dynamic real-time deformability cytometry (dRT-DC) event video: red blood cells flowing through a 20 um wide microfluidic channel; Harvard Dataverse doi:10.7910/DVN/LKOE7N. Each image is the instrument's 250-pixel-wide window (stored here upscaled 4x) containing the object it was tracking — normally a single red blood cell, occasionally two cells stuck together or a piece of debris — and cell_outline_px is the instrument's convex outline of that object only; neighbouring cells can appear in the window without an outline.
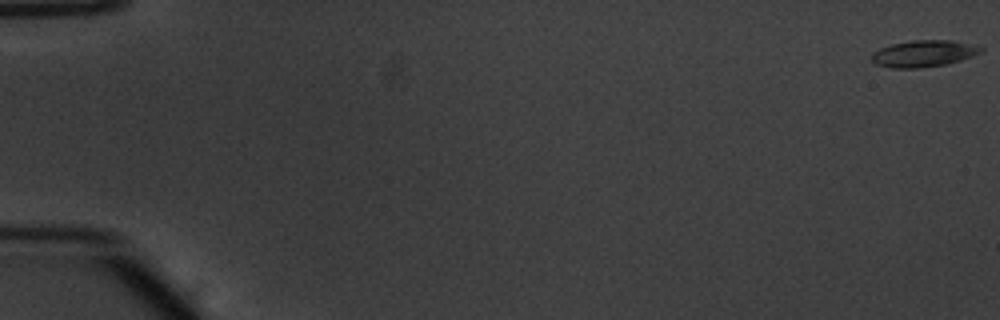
{"species": "common noctule bat (a hibernating species)", "species_latin": "Nyctalus noctula", "temperature_condition": "warm", "stored_images_in_passage": 54, "camera_frame_rate_fps": 3000, "um_per_image_px": 0.085, "animal": {"sex": "male", "body_mass_g": 20.1, "forearm_length_mm": 53.5}, "frame": {"image": 1, "passage_image": 1, "time_ms": 0.0, "image_size_px": [1000, 320], "cell_outline_px": [[984, 48], [980, 52], [972, 56], [948, 64], [920, 68], [892, 68], [876, 64], [872, 60], [872, 52], [880, 48], [892, 44], [912, 40], [952, 40]], "centroid_in_image_um": [78.48, 4.56], "position_along_channel_um": 6.5, "area_um2": 16.82}}
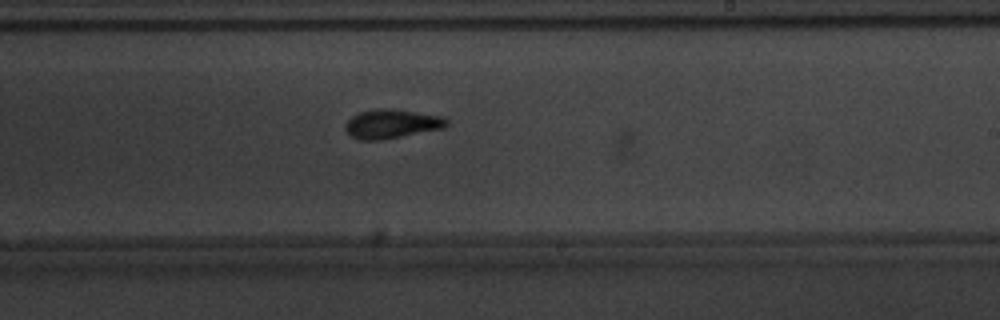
{"frame": {"image": 2, "passage_image": 34, "time_ms": 11.0, "image_size_px": [1000, 320], "cell_outline_px": [[448, 124], [444, 128], [380, 140], [360, 140], [352, 136], [344, 128], [344, 124], [352, 116], [360, 112], [376, 108], [392, 108], [444, 116], [448, 120]], "centroid_in_image_um": [33.3, 10.51], "position_along_channel_um": 255.7, "area_um2": 17.22}}
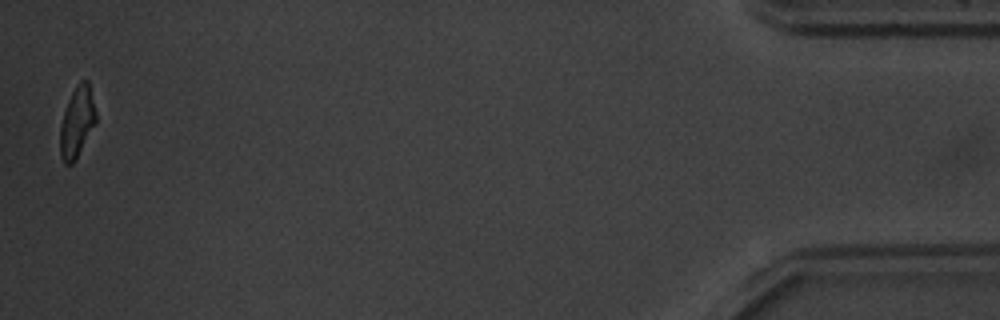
{"frame": {"image": 3, "passage_image": 54, "time_ms": 17.667, "image_size_px": [1000, 320], "cell_outline_px": [[96, 124], [76, 160], [72, 164], [64, 164], [60, 156], [60, 128], [64, 112], [68, 100], [76, 84], [80, 80], [88, 80], [96, 112]], "centroid_in_image_um": [6.55, 10.4], "position_along_channel_um": 428.6, "area_um2": 14.91}, "authors_computed_cell_mechanics": {"area_um2": 16.2129, "velocity_mm_per_s": 3.8434, "shape_relaxation_time_tau1_ms": 3.7637, "shape_relaxation_time_tau2_ms": 3.0043, "deformation_change_tau1": 0.1683, "deformation_change_tau2": 0.1043}}